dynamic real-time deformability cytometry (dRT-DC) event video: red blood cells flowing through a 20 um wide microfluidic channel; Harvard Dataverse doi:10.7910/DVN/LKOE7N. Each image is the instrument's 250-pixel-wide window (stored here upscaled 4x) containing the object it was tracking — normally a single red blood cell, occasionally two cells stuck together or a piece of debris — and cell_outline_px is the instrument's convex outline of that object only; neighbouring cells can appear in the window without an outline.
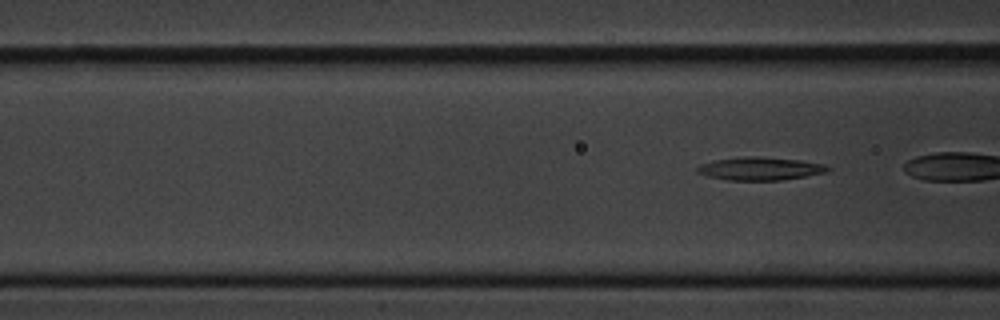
{"species": "common noctule bat (a hibernating species)", "species_latin": "Nyctalus noctula", "temperature_condition": "cold", "stored_images_in_passage": 13, "camera_frame_rate_fps": 3000, "um_per_image_px": 0.085, "animal": {"sex": "male", "body_mass_g": 20.1, "forearm_length_mm": 53.5}, "frame": {"image": 1, "passage_image": 4, "time_ms": 4.0, "image_size_px": [1000, 320], "cell_outline_px": [[832, 168], [828, 172], [780, 180], [728, 180], [708, 176], [696, 172], [696, 168], [700, 164], [712, 160], [744, 156], [756, 156], [800, 160], [824, 164]], "centroid_in_image_um": [64.59, 14.32], "position_along_channel_um": 102.0, "area_um2": 17.57}}
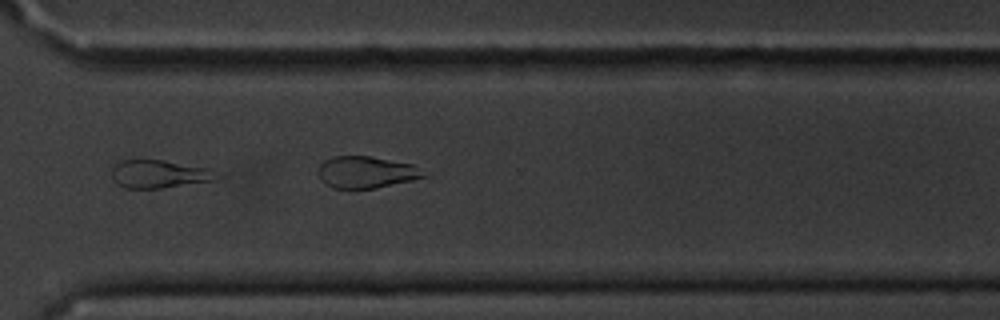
{"frame": {"image": 2, "passage_image": 10, "time_ms": 11.0, "image_size_px": [1000, 320], "cell_outline_px": [[216, 176], [212, 180], [160, 188], [124, 188], [116, 184], [112, 176], [112, 168], [120, 160], [164, 160], [208, 168]], "centroid_in_image_um": [13.41, 14.79], "position_along_channel_um": 357.2, "area_um2": 16.7}, "authors_computed_cell_mechanics": {"area_um2": 17.4556, "velocity_mm_per_s": 3.6252, "shape_relaxation_time_tau1_ms": null, "shape_relaxation_time_tau2_ms": 5.5068, "deformation_change_tau1": null, "deformation_change_tau2": 0.1447}}